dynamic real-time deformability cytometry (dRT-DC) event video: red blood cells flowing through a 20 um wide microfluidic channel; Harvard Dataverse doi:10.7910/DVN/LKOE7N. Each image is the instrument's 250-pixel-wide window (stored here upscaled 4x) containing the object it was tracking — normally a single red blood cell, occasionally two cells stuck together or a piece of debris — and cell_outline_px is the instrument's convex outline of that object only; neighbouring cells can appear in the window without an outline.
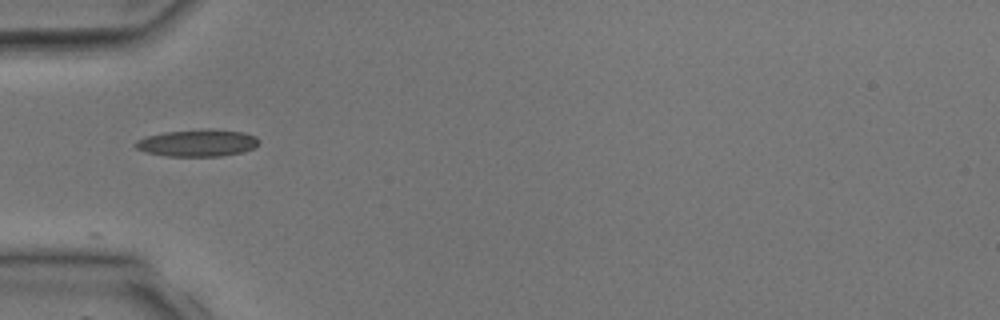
{"species": "common noctule bat (a hibernating species)", "species_latin": "Nyctalus noctula", "temperature_condition": "room temperature", "stored_images_in_passage": 4, "camera_frame_rate_fps": 3000, "um_per_image_px": 0.085, "animal": {"sex": "male", "body_mass_g": 17.9, "forearm_length_mm": 54.2}, "frame": {"image": 1, "passage_image": 3, "time_ms": 2.333, "image_size_px": [1000, 320], "cell_outline_px": [[260, 140], [252, 148], [244, 152], [220, 156], [168, 156], [148, 152], [136, 148], [132, 144], [136, 140], [144, 136], [164, 132], [204, 128], [212, 128], [244, 132], [256, 136]], "centroid_in_image_um": [16.77, 12.13], "position_along_channel_um": 68.2, "area_um2": 19.71}}